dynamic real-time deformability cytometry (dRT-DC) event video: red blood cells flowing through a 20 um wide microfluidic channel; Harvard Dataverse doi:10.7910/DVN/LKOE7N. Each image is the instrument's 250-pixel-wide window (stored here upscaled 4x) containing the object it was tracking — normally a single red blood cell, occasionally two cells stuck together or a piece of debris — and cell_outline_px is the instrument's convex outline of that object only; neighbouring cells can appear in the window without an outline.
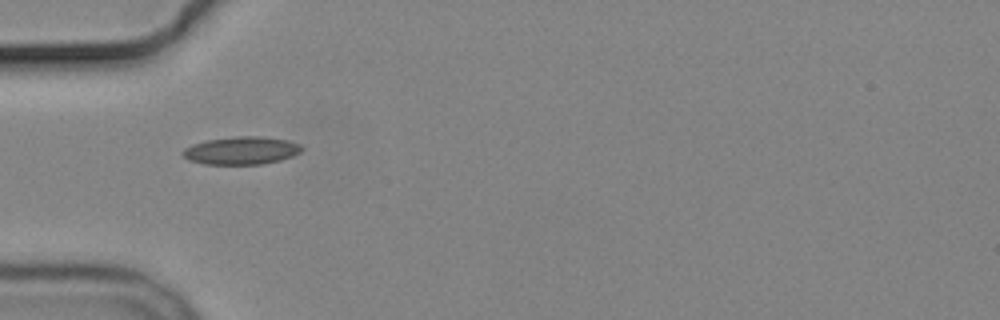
{"species": "common noctule bat (a hibernating species)", "species_latin": "Nyctalus noctula", "temperature_condition": "cold", "stored_images_in_passage": 9, "camera_frame_rate_fps": 3000, "um_per_image_px": 0.085, "animal": {"sex": "male", "body_mass_g": 19.2, "forearm_length_mm": 51.8}, "frame": {"image": 1, "passage_image": 3, "time_ms": 3.667, "image_size_px": [1000, 320], "cell_outline_px": [[304, 148], [300, 152], [292, 156], [280, 160], [264, 164], [204, 164], [188, 160], [180, 152], [184, 148], [192, 144], [208, 140], [236, 136], [264, 136], [288, 140], [300, 144]], "centroid_in_image_um": [20.52, 12.79], "position_along_channel_um": 64.5, "area_um2": 19.42}}
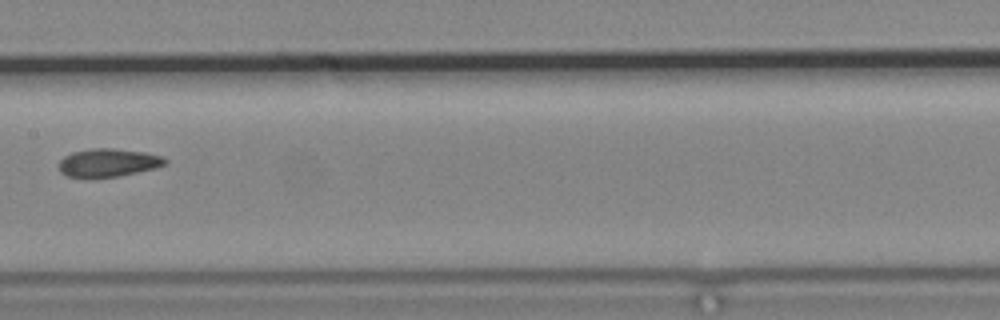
{"frame": {"image": 2, "passage_image": 6, "time_ms": 7.333, "image_size_px": [1000, 320], "cell_outline_px": [[168, 164], [156, 168], [116, 176], [92, 180], [88, 180], [68, 176], [60, 172], [60, 160], [64, 156], [72, 152], [92, 148], [112, 148], [144, 152], [164, 156], [168, 160]], "centroid_in_image_um": [9.19, 13.85], "position_along_channel_um": 198.2, "area_um2": 17.92}}
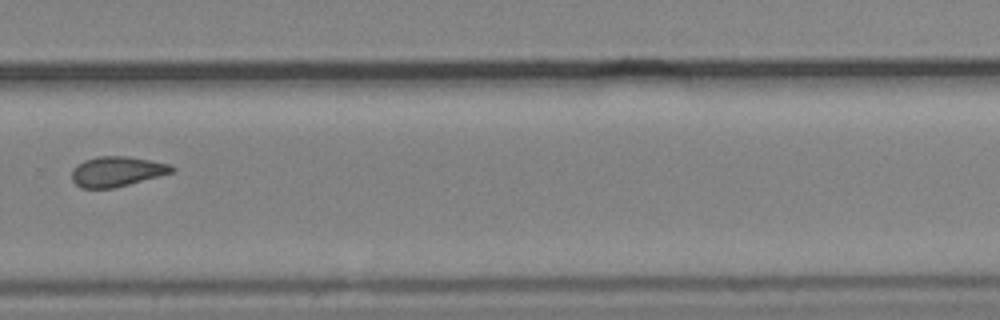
{"frame": {"image": 3, "passage_image": 9, "time_ms": 10.667, "image_size_px": [1000, 320], "cell_outline_px": [[176, 168], [172, 172], [116, 188], [80, 188], [72, 180], [72, 168], [76, 164], [84, 160], [96, 156], [128, 156], [172, 164]], "centroid_in_image_um": [9.91, 14.57], "position_along_channel_um": 319.9, "area_um2": 17.69}}